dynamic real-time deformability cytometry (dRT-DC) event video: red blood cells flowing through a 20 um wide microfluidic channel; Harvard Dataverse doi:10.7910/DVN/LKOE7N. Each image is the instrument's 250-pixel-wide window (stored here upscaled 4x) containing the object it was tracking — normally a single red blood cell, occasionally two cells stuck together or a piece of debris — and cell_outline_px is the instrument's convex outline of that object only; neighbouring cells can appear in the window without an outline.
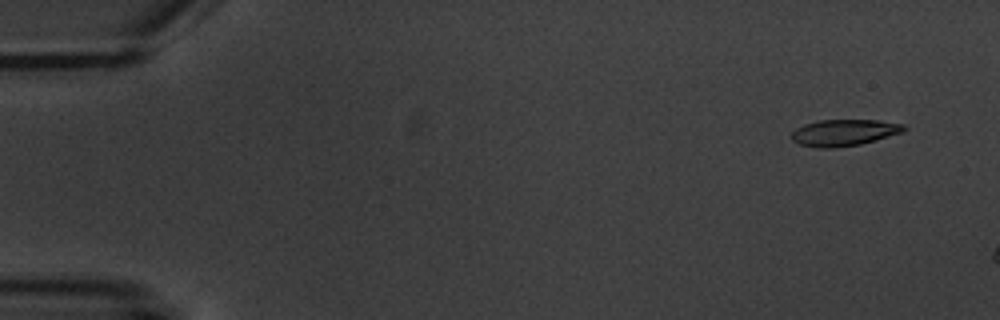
{"species": "common noctule bat (a hibernating species)", "species_latin": "Nyctalus noctula", "temperature_condition": "warm", "stored_images_in_passage": 3, "camera_frame_rate_fps": 3000, "um_per_image_px": 0.085, "animal": {"sex": "male", "body_mass_g": 20.1, "forearm_length_mm": 53.5}, "frame": {"image": 1, "passage_image": 1, "time_ms": 0.0, "image_size_px": [1000, 320], "cell_outline_px": [[908, 128], [904, 132], [876, 140], [860, 144], [832, 148], [816, 148], [800, 144], [792, 140], [792, 132], [796, 128], [804, 124], [820, 120], [880, 120], [904, 124]], "centroid_in_image_um": [71.78, 11.27], "position_along_channel_um": 13.2, "area_um2": 17.46}}